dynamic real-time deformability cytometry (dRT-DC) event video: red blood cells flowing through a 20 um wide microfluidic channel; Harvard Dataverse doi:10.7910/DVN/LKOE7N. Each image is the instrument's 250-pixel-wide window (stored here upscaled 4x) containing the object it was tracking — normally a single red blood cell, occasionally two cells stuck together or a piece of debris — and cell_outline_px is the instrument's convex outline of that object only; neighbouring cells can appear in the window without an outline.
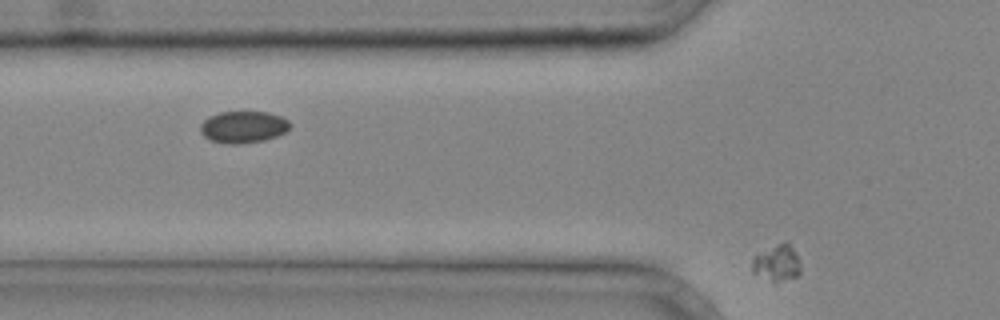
{"species": "common noctule bat (a hibernating species)", "species_latin": "Nyctalus noctula", "temperature_condition": "cold", "stored_images_in_passage": 4, "camera_frame_rate_fps": 3000, "um_per_image_px": 0.085, "animal": {"sex": "male", "body_mass_g": 20.4}, "frame": {"image": 1, "passage_image": 4, "time_ms": 1.0, "image_size_px": [1000, 320], "cell_outline_px": [[800, 272], [796, 276], [776, 284], [752, 272], [752, 256], [788, 240], [800, 264]], "centroid_in_image_um": [66.02, 22.39], "position_along_channel_um": 59.8, "area_um2": 10.23}}